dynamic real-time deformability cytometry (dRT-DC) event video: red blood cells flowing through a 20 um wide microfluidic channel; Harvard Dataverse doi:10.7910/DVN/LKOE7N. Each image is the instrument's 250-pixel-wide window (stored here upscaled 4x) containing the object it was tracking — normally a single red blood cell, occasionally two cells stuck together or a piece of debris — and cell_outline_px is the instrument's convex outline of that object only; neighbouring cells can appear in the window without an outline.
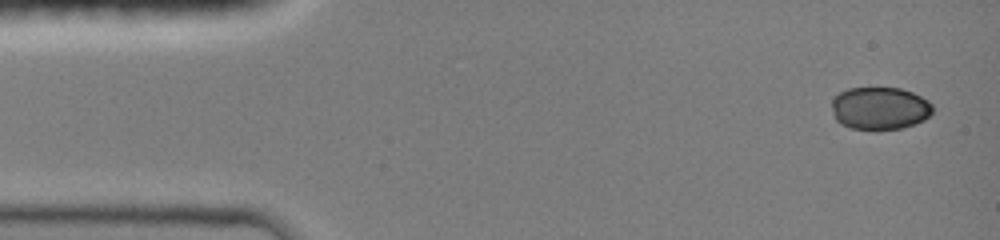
{"species": "common noctule bat (a hibernating species)", "species_latin": "Nyctalus noctula", "temperature_condition": "room temperature", "stored_images_in_passage": 5, "camera_frame_rate_fps": 3000, "um_per_image_px": 0.085, "animal": {"sex": "female", "body_mass_g": 19.0, "forearm_length_mm": 51.5}, "frame": {"image": 1, "passage_image": 1, "time_ms": 0.0, "image_size_px": [1000, 240], "cell_outline_px": [[932, 112], [924, 120], [904, 128], [876, 132], [872, 132], [852, 128], [840, 124], [836, 120], [832, 108], [832, 96], [848, 88], [900, 88], [912, 92], [928, 100], [932, 104]], "centroid_in_image_um": [74.76, 9.24], "position_along_channel_um": 10.2, "area_um2": 25.72}}
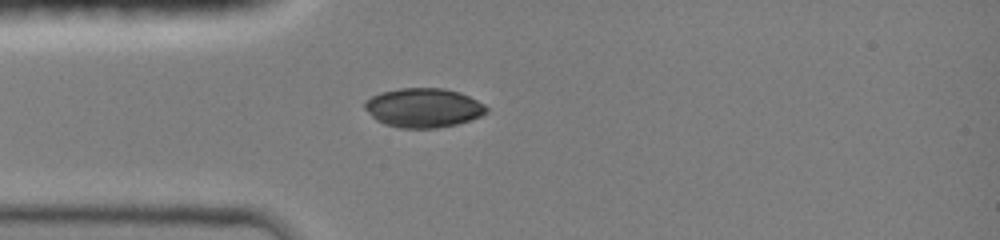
{"frame": {"image": 2, "passage_image": 5, "time_ms": 3.333, "image_size_px": [1000, 240], "cell_outline_px": [[488, 112], [480, 116], [456, 124], [436, 128], [400, 128], [384, 124], [376, 120], [364, 108], [364, 104], [372, 96], [380, 92], [400, 88], [444, 88], [460, 92], [484, 104], [488, 108]], "centroid_in_image_um": [35.98, 9.16], "position_along_channel_um": 49.0, "area_um2": 27.74}}